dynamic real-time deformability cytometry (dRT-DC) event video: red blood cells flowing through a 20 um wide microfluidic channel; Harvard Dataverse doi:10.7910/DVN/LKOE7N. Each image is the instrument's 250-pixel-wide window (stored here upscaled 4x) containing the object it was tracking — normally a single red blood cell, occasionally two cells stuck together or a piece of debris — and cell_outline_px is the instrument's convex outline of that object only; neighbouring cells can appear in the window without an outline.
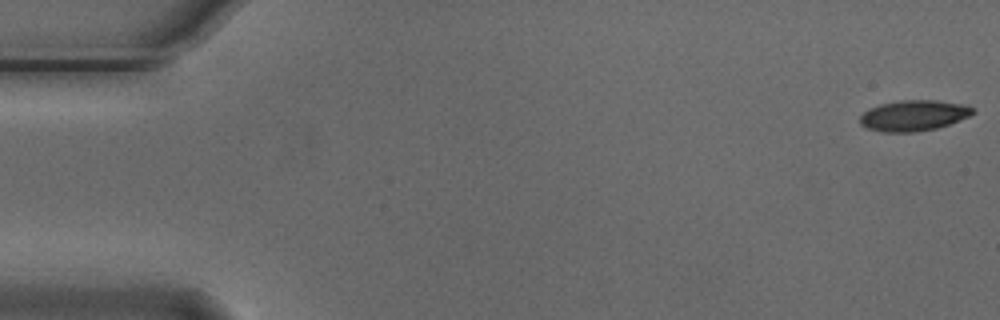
{"species": "Egyptian fruit bat (a non-hibernating species)", "species_latin": "Rousettus aegyptiacus", "temperature_condition": "cold", "stored_images_in_passage": 2, "camera_frame_rate_fps": 3000, "um_per_image_px": 0.085, "animal": {"sex": "male"}, "frame": {"image": 1, "passage_image": 1, "time_ms": 0.0, "image_size_px": [1000, 320], "cell_outline_px": [[976, 112], [968, 116], [948, 124], [936, 128], [916, 132], [884, 132], [868, 128], [860, 124], [860, 116], [868, 108], [880, 104], [900, 100], [936, 100], [968, 104]], "centroid_in_image_um": [77.66, 9.8], "position_along_channel_um": 7.3, "area_um2": 20.23}}